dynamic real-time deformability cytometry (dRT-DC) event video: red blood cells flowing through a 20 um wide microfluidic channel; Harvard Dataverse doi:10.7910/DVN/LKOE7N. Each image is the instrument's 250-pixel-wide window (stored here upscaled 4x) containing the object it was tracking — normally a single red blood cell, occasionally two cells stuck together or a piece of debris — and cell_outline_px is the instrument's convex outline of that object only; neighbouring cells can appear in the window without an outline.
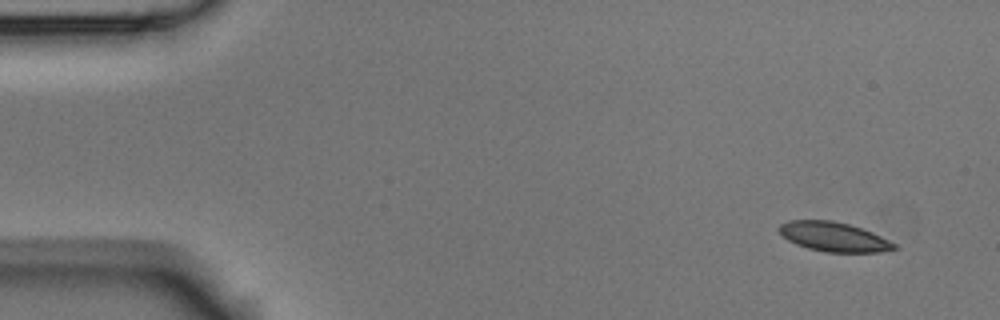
{"species": "Egyptian fruit bat (a non-hibernating species)", "species_latin": "Rousettus aegyptiacus", "temperature_condition": "room temperature", "stored_images_in_passage": 15, "camera_frame_rate_fps": 3000, "um_per_image_px": 0.085, "animal": {"sex": "male"}, "frame": {"image": 1, "passage_image": 1, "time_ms": 0.0, "image_size_px": [1000, 320], "cell_outline_px": [[900, 248], [880, 252], [824, 252], [808, 248], [796, 244], [788, 240], [776, 228], [780, 224], [788, 220], [832, 220], [848, 224], [872, 232], [896, 244]], "centroid_in_image_um": [70.86, 20.13], "position_along_channel_um": 14.1, "area_um2": 19.71}}
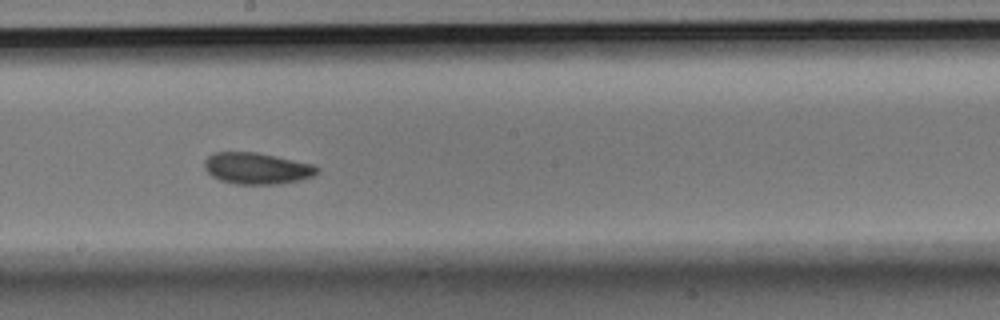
{"frame": {"image": 2, "passage_image": 8, "time_ms": 9.0, "image_size_px": [1000, 320], "cell_outline_px": [[320, 172], [312, 176], [300, 180], [280, 184], [236, 184], [220, 180], [212, 176], [204, 168], [204, 160], [208, 156], [216, 152], [256, 152], [312, 164], [320, 168]], "centroid_in_image_um": [21.84, 14.31], "position_along_channel_um": 226.4, "area_um2": 20.63}}
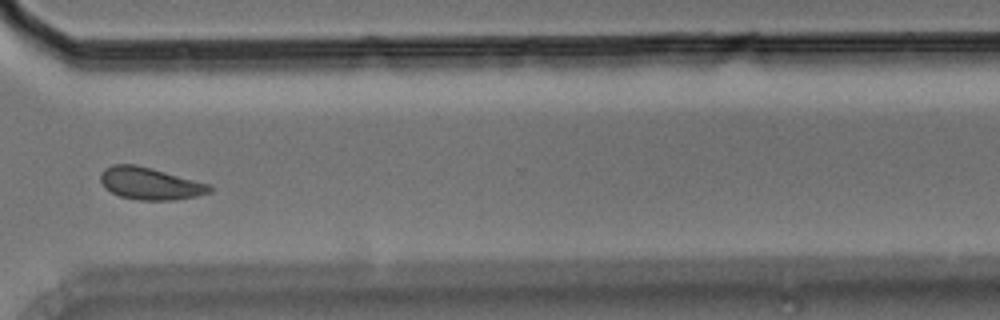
{"frame": {"image": 3, "passage_image": 11, "time_ms": 12.667, "image_size_px": [1000, 320], "cell_outline_px": [[212, 188], [208, 192], [196, 196], [172, 200], [136, 200], [120, 196], [104, 188], [100, 180], [100, 172], [104, 168], [112, 164], [136, 164], [152, 168], [208, 184]], "centroid_in_image_um": [12.67, 15.59], "position_along_channel_um": 357.9, "area_um2": 20.35}, "authors_computed_cell_mechanics": {"area_um2": 20.3456, "velocity_mm_per_s": 3.5908, "shape_relaxation_time_tau1_ms": 2.101, "shape_relaxation_time_tau2_ms": 2.3417, "deformation_change_tau1": 0.0561, "deformation_change_tau2": 0.0463}}